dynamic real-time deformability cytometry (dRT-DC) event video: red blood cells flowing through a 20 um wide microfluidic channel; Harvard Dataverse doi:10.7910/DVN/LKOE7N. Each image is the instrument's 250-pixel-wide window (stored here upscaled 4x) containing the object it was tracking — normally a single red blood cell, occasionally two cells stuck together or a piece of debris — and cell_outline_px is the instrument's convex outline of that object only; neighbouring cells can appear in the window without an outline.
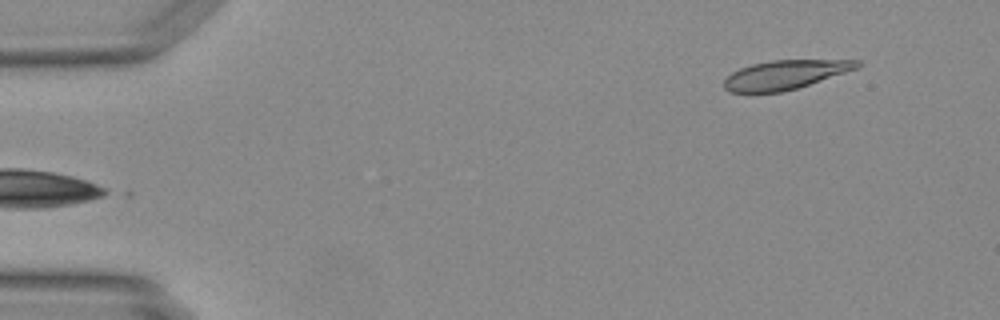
{"species": "Egyptian fruit bat (a non-hibernating species)", "species_latin": "Rousettus aegyptiacus", "temperature_condition": "warm", "stored_images_in_passage": 47, "camera_frame_rate_fps": 3000, "um_per_image_px": 0.085, "animal": {"sex": "female"}, "frame": {"image": 1, "passage_image": 3, "time_ms": 0.667, "image_size_px": [1000, 320], "cell_outline_px": [[860, 68], [796, 88], [780, 92], [728, 92], [724, 88], [724, 80], [732, 72], [740, 68], [752, 64], [772, 60], [860, 60]], "centroid_in_image_um": [66.74, 6.34], "position_along_channel_um": 18.3, "area_um2": 22.37}}
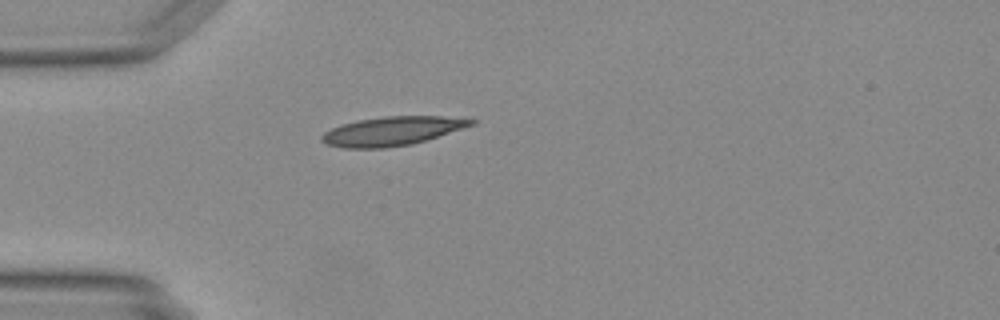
{"frame": {"image": 2, "passage_image": 12, "time_ms": 3.667, "image_size_px": [1000, 320], "cell_outline_px": [[476, 124], [412, 144], [384, 148], [344, 148], [324, 144], [320, 140], [320, 136], [324, 132], [340, 124], [356, 120], [384, 116], [440, 116], [476, 120]], "centroid_in_image_um": [33.26, 11.14], "position_along_channel_um": 51.7, "area_um2": 25.2}}
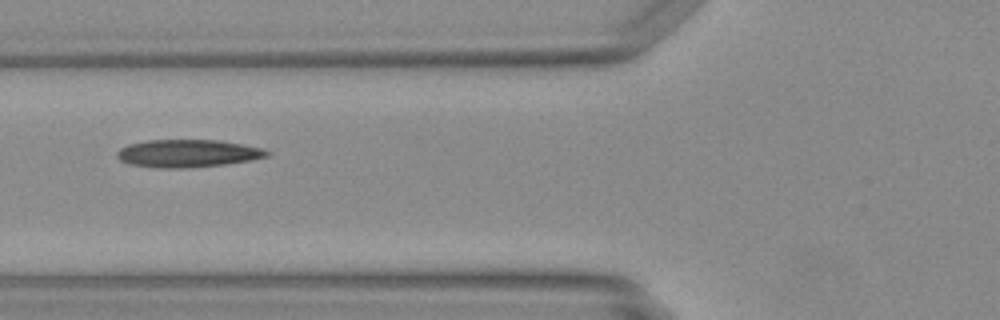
{"frame": {"image": 3, "passage_image": 17, "time_ms": 5.333, "image_size_px": [1000, 320], "cell_outline_px": [[272, 152], [268, 156], [228, 164], [188, 168], [152, 168], [128, 164], [120, 160], [116, 156], [116, 152], [120, 148], [128, 144], [148, 140], [216, 140], [264, 148]], "centroid_in_image_um": [15.92, 13.05], "position_along_channel_um": 109.9, "area_um2": 24.39}}